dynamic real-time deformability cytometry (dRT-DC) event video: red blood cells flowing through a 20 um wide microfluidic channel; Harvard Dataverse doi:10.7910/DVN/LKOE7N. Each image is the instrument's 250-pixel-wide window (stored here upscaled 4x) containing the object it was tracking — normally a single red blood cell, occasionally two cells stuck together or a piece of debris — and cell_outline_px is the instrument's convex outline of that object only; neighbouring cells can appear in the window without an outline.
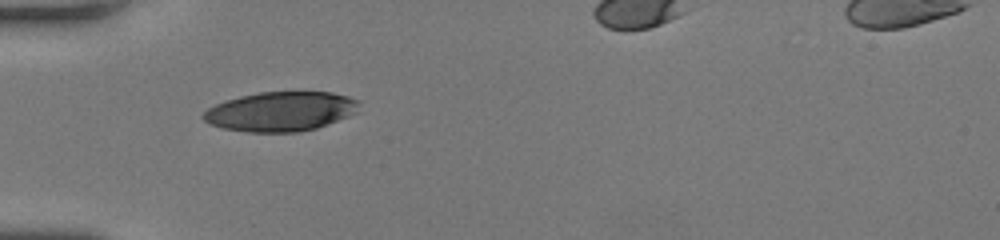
{"species": "human", "species_latin": "Homo sapiens", "temperature_condition": "room temperature", "stored_images_in_passage": 31, "camera_frame_rate_fps": 3000, "um_per_image_px": 0.085, "donor": {"sex": "female"}, "frame": {"image": 1, "passage_image": 1, "time_ms": 0.0, "image_size_px": [1000, 240], "cell_outline_px": [[360, 112], [328, 124], [316, 128], [300, 132], [248, 132], [224, 128], [212, 124], [204, 120], [200, 116], [208, 108], [224, 100], [240, 96], [260, 92], [332, 92], [348, 96], [360, 100]], "centroid_in_image_um": [23.91, 9.47], "position_along_channel_um": 61.1, "area_um2": 36.13}}
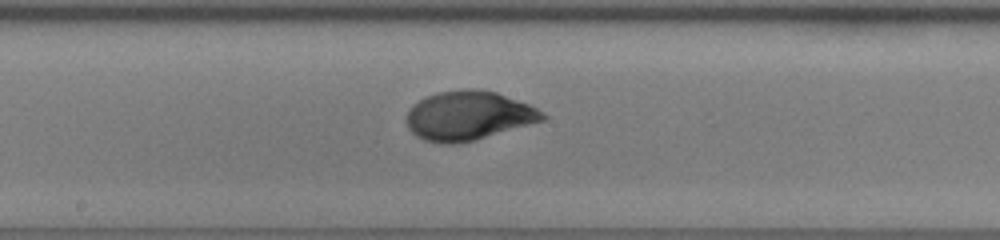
{"frame": {"image": 2, "passage_image": 12, "time_ms": 3.667, "image_size_px": [1000, 240], "cell_outline_px": [[548, 116], [544, 120], [472, 140], [456, 144], [444, 144], [424, 140], [416, 136], [408, 128], [408, 112], [424, 96], [436, 92], [464, 88], [476, 88], [496, 92], [528, 104], [544, 112]], "centroid_in_image_um": [39.82, 9.81], "position_along_channel_um": 208.4, "area_um2": 38.61}}
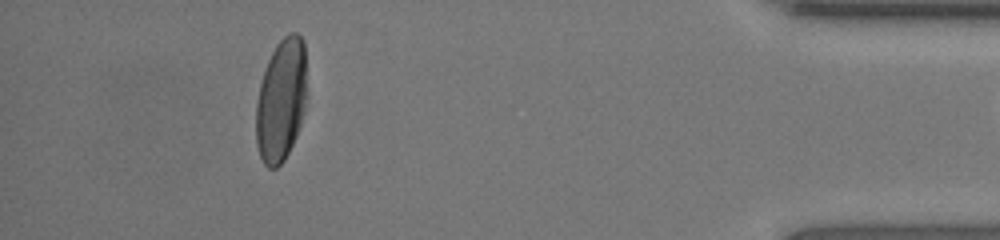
{"frame": {"image": 3, "passage_image": 30, "time_ms": 9.667, "image_size_px": [1000, 240], "cell_outline_px": [[308, 96], [304, 112], [296, 136], [284, 160], [276, 168], [268, 168], [264, 164], [260, 156], [256, 144], [256, 100], [260, 84], [268, 60], [276, 44], [288, 32], [296, 32], [304, 40]], "centroid_in_image_um": [23.92, 8.49], "position_along_channel_um": 411.3, "area_um2": 36.93}}